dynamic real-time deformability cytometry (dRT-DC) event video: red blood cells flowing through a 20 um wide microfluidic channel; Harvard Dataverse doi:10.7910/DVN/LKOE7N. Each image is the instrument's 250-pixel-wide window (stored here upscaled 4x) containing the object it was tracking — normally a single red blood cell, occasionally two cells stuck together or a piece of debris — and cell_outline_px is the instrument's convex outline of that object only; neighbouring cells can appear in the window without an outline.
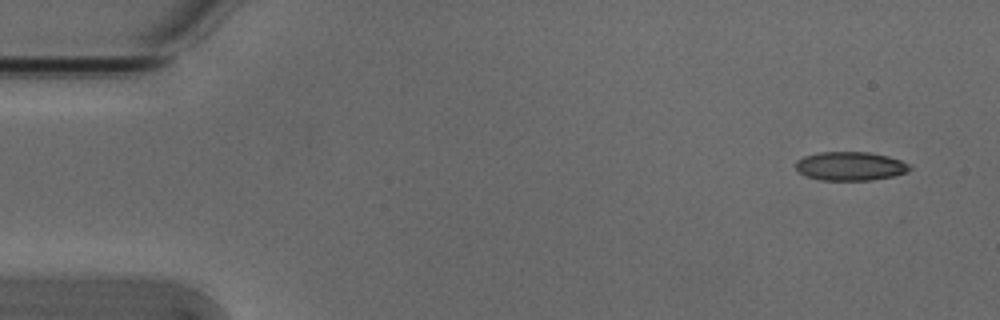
{"species": "Egyptian fruit bat (a non-hibernating species)", "species_latin": "Rousettus aegyptiacus", "temperature_condition": "cold", "stored_images_in_passage": 4, "camera_frame_rate_fps": 3000, "um_per_image_px": 0.085, "animal": {"sex": "male"}, "frame": {"image": 1, "passage_image": 1, "time_ms": 0.0, "image_size_px": [1000, 320], "cell_outline_px": [[912, 168], [908, 172], [892, 176], [872, 180], [820, 180], [808, 176], [800, 172], [796, 168], [796, 160], [804, 156], [820, 152], [868, 152], [888, 156], [900, 160], [908, 164]], "centroid_in_image_um": [72.28, 14.12], "position_along_channel_um": 12.7, "area_um2": 19.02}}
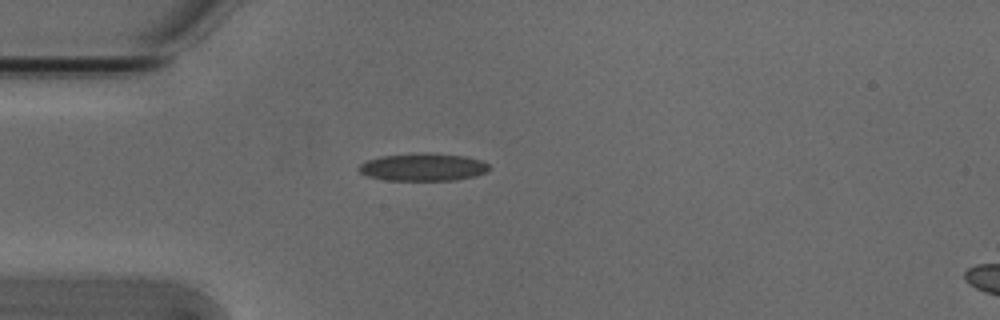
{"frame": {"image": 2, "passage_image": 4, "time_ms": 1.0, "image_size_px": [1000, 320], "cell_outline_px": [[492, 168], [488, 172], [476, 176], [452, 180], [388, 180], [368, 176], [360, 172], [356, 168], [364, 160], [380, 156], [424, 152], [428, 152], [464, 156], [480, 160], [488, 164]], "centroid_in_image_um": [35.96, 14.19], "position_along_channel_um": 49.0, "area_um2": 21.21}}